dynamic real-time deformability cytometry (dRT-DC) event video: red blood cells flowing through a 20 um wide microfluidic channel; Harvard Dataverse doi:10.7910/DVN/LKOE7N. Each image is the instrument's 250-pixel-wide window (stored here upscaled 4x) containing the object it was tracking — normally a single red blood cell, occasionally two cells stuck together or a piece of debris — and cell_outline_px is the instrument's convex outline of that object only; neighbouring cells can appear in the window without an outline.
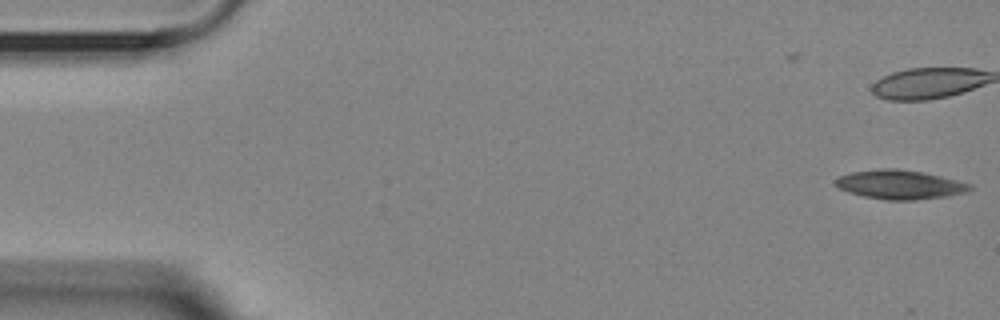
{"species": "Egyptian fruit bat (a non-hibernating species)", "species_latin": "Rousettus aegyptiacus", "temperature_condition": "room temperature", "stored_images_in_passage": 3, "camera_frame_rate_fps": 3000, "um_per_image_px": 0.085, "animal": {"sex": "female"}, "frame": {"image": 1, "passage_image": 3, "time_ms": 0.667, "image_size_px": [1000, 320], "cell_outline_px": [[972, 188], [968, 192], [948, 196], [916, 200], [888, 200], [864, 196], [848, 192], [832, 184], [832, 180], [840, 176], [852, 172], [880, 168], [896, 168], [924, 172], [972, 184]], "centroid_in_image_um": [76.48, 15.69], "position_along_channel_um": 8.5, "area_um2": 22.95}}